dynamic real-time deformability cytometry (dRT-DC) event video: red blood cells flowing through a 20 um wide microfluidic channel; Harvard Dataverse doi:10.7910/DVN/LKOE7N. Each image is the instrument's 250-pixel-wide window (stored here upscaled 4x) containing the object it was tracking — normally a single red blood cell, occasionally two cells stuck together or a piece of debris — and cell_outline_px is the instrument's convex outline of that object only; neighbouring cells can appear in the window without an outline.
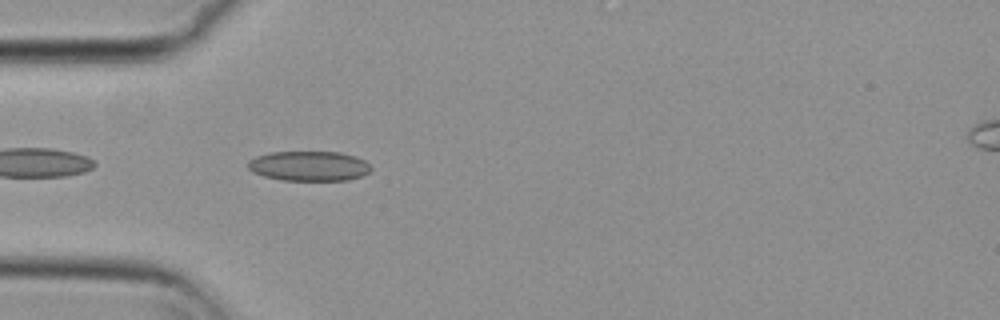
{"species": "common noctule bat (a hibernating species)", "species_latin": "Nyctalus noctula", "temperature_condition": "cold", "stored_images_in_passage": 39, "camera_frame_rate_fps": 3000, "um_per_image_px": 0.085, "animal": {"sex": "female", "body_mass_g": 29.2, "forearm_length_mm": 56.3}, "frame": {"image": 1, "passage_image": 2, "time_ms": 0.333, "image_size_px": [1000, 320], "cell_outline_px": [[372, 168], [368, 172], [360, 176], [348, 180], [280, 180], [264, 176], [252, 172], [248, 168], [248, 160], [256, 156], [272, 152], [340, 152], [356, 156], [364, 160]], "centroid_in_image_um": [26.25, 14.11], "position_along_channel_um": 58.8, "area_um2": 21.39}}
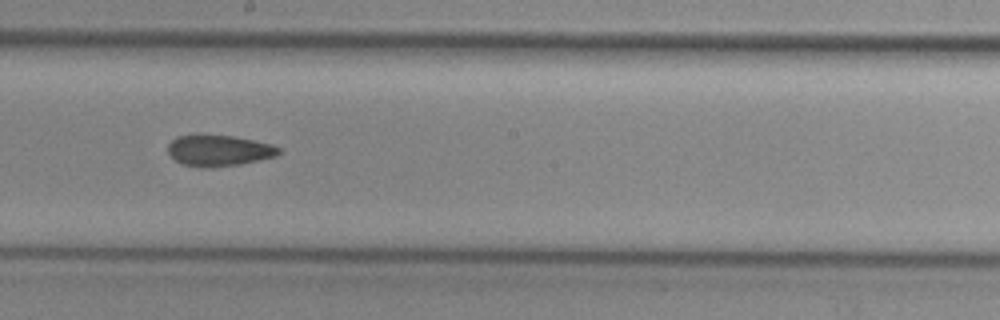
{"frame": {"image": 2, "passage_image": 16, "time_ms": 5.0, "image_size_px": [1000, 320], "cell_outline_px": [[280, 152], [276, 156], [240, 164], [208, 168], [200, 168], [184, 164], [176, 160], [168, 152], [168, 144], [176, 136], [200, 132], [232, 136], [272, 144], [280, 148]], "centroid_in_image_um": [18.56, 12.76], "position_along_channel_um": 229.6, "area_um2": 20.52}}
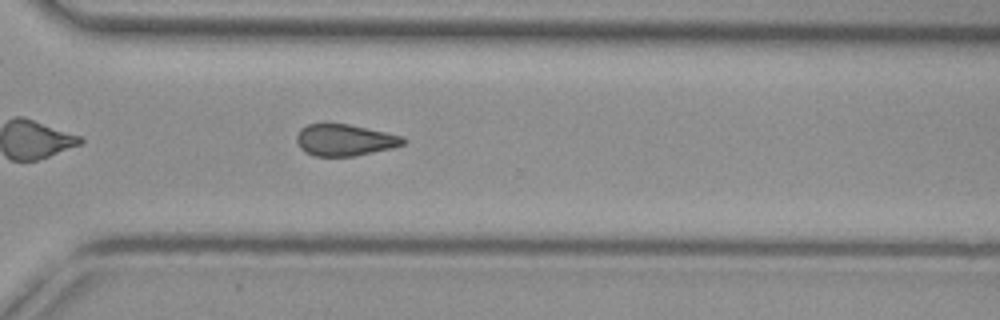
{"frame": {"image": 3, "passage_image": 25, "time_ms": 8.0, "image_size_px": [1000, 320], "cell_outline_px": [[408, 140], [404, 144], [392, 148], [356, 156], [316, 156], [304, 152], [300, 148], [296, 140], [296, 136], [300, 128], [308, 124], [348, 124], [404, 136]], "centroid_in_image_um": [29.31, 11.91], "position_along_channel_um": 341.3, "area_um2": 19.71}, "authors_computed_cell_mechanics": {"area_um2": 20.1722, "velocity_mm_per_s": 3.7274, "shape_relaxation_time_tau1_ms": 9.1891, "shape_relaxation_time_tau2_ms": 5.1158, "deformation_change_tau1": 0.1112, "deformation_change_tau2": 0.1271}}